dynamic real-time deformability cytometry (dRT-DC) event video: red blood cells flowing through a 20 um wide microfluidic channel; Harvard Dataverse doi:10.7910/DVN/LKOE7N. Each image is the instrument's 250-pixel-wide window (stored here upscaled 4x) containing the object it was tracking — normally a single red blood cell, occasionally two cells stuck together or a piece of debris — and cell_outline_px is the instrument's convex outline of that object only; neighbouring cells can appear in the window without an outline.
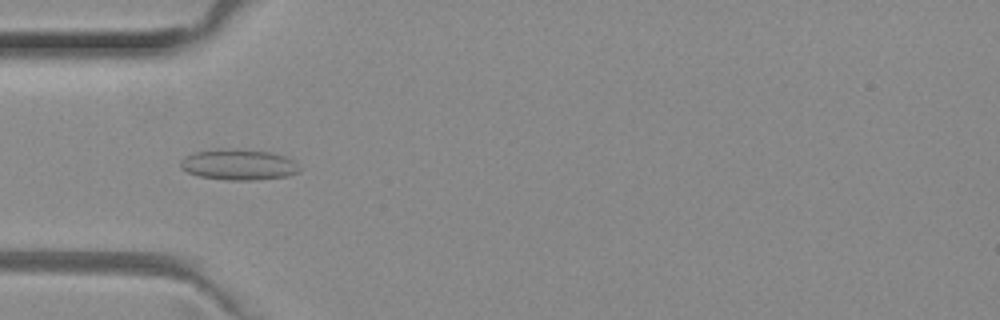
{"species": "common noctule bat (a hibernating species)", "species_latin": "Nyctalus noctula", "temperature_condition": "room temperature", "stored_images_in_passage": 30, "camera_frame_rate_fps": 3000, "um_per_image_px": 0.085, "animal": {"sex": "female", "body_mass_g": 29.2, "forearm_length_mm": 56.3}, "frame": {"image": 1, "passage_image": 13, "time_ms": 4.0, "image_size_px": [1000, 320], "cell_outline_px": [[300, 172], [288, 176], [256, 180], [224, 180], [200, 176], [188, 172], [180, 168], [180, 160], [196, 152], [220, 148], [236, 148], [272, 152], [284, 156], [292, 160], [300, 168]], "centroid_in_image_um": [20.3, 13.99], "position_along_channel_um": 64.7, "area_um2": 21.5}}
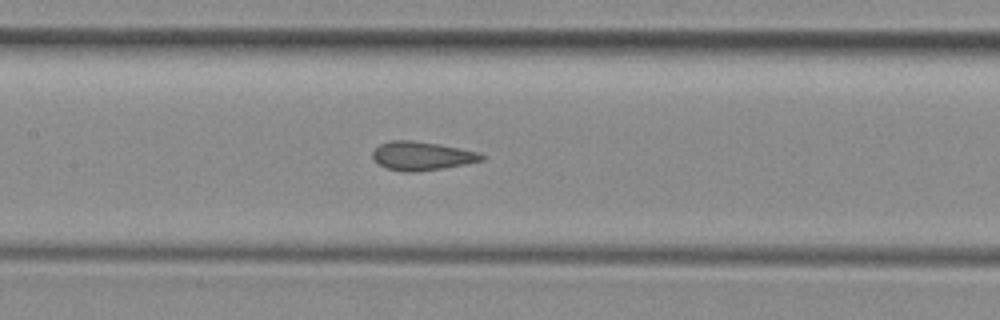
{"frame": {"image": 2, "passage_image": 21, "time_ms": 6.667, "image_size_px": [1000, 320], "cell_outline_px": [[484, 160], [444, 168], [416, 172], [404, 172], [388, 168], [380, 164], [372, 156], [372, 152], [380, 144], [388, 140], [412, 140], [440, 144], [480, 152], [484, 156]], "centroid_in_image_um": [35.87, 13.24], "position_along_channel_um": 171.5, "area_um2": 18.21}}
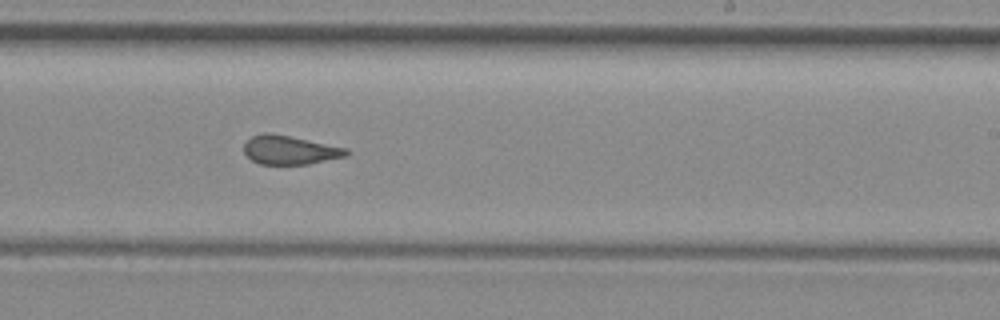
{"frame": {"image": 3, "passage_image": 28, "time_ms": 9.0, "image_size_px": [1000, 320], "cell_outline_px": [[352, 152], [348, 156], [308, 164], [260, 164], [252, 160], [244, 152], [244, 144], [252, 136], [264, 132], [272, 132], [348, 148]], "centroid_in_image_um": [24.68, 12.74], "position_along_channel_um": 264.3, "area_um2": 17.4}}